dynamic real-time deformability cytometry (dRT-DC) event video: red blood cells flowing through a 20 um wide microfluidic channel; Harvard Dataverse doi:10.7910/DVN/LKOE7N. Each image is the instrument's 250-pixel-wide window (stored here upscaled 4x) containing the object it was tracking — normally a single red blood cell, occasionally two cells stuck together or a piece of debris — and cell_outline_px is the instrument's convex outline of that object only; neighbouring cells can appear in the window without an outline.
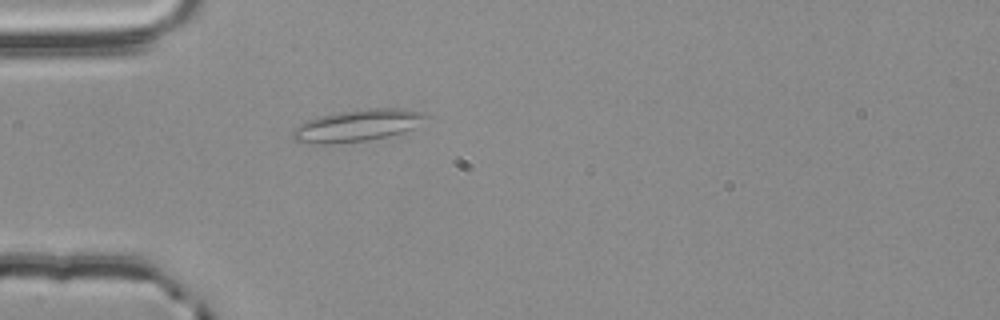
{"species": "common noctule bat (a hibernating species)", "species_latin": "Nyctalus noctula", "temperature_condition": "room temperature", "stored_images_in_passage": 40, "camera_frame_rate_fps": 3000, "um_per_image_px": 0.085, "animal": {"sex": "male", "body_mass_g": 20.4}, "frame": {"image": 1, "passage_image": 1, "time_ms": 0.0, "image_size_px": [1000, 320], "cell_outline_px": [[432, 116], [412, 128], [404, 132], [388, 136], [364, 140], [328, 144], [312, 144], [296, 140], [292, 136], [292, 132], [300, 124], [308, 120], [320, 116], [340, 112], [372, 108], [400, 108], [424, 112]], "centroid_in_image_um": [30.43, 10.66], "position_along_channel_um": 54.6, "area_um2": 24.45}}
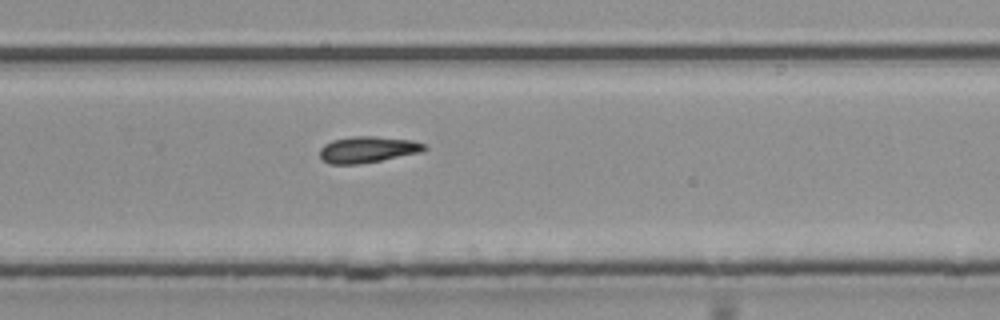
{"frame": {"image": 2, "passage_image": 21, "time_ms": 6.667, "image_size_px": [1000, 320], "cell_outline_px": [[428, 148], [420, 152], [380, 160], [356, 164], [328, 164], [320, 160], [320, 148], [324, 144], [332, 140], [352, 136], [372, 136], [412, 140], [424, 144]], "centroid_in_image_um": [31.19, 12.71], "position_along_channel_um": 298.6, "area_um2": 15.95}}
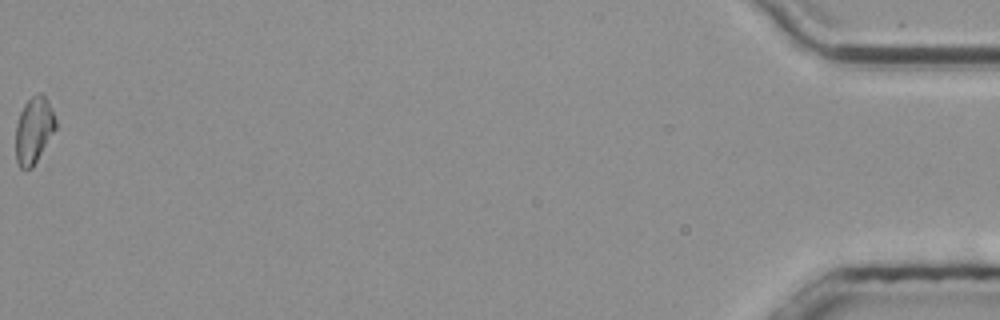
{"frame": {"image": 3, "passage_image": 40, "time_ms": 13.0, "image_size_px": [1000, 320], "cell_outline_px": [[56, 128], [32, 168], [20, 168], [16, 160], [16, 124], [20, 112], [24, 104], [36, 92], [44, 92], [48, 100], [56, 120]], "centroid_in_image_um": [2.87, 11.02], "position_along_channel_um": 432.3, "area_um2": 15.49}}